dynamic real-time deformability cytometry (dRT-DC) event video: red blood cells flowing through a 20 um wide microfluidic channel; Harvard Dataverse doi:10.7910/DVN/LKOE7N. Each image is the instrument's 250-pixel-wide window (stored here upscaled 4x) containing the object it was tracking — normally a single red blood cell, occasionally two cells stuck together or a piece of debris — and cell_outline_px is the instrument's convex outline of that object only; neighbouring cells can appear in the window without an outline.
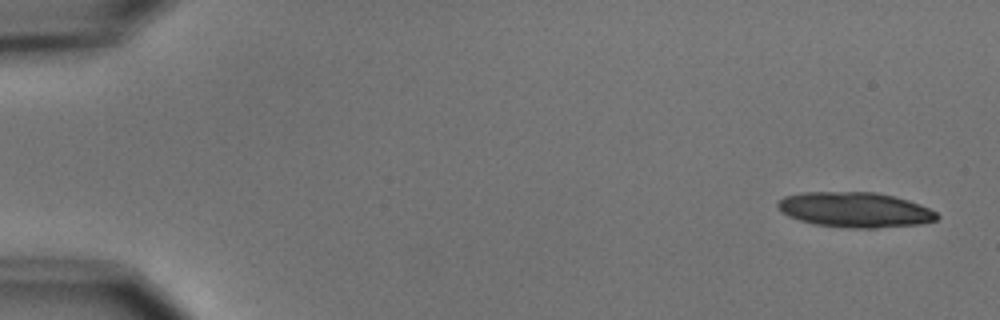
{"species": "common noctule bat (a hibernating species)", "species_latin": "Nyctalus noctula", "temperature_condition": "cold", "stored_images_in_passage": 4, "camera_frame_rate_fps": 3000, "um_per_image_px": 0.085, "animal": {"sex": "male", "body_mass_g": 15.6}, "frame": {"image": 1, "passage_image": 1, "time_ms": 0.0, "image_size_px": [1000, 320], "cell_outline_px": [[940, 216], [936, 220], [920, 224], [876, 228], [848, 228], [812, 224], [788, 216], [776, 208], [776, 204], [784, 196], [804, 192], [876, 192], [908, 200], [920, 204], [936, 212]], "centroid_in_image_um": [72.65, 17.83], "position_along_channel_um": 12.3, "area_um2": 32.71}}